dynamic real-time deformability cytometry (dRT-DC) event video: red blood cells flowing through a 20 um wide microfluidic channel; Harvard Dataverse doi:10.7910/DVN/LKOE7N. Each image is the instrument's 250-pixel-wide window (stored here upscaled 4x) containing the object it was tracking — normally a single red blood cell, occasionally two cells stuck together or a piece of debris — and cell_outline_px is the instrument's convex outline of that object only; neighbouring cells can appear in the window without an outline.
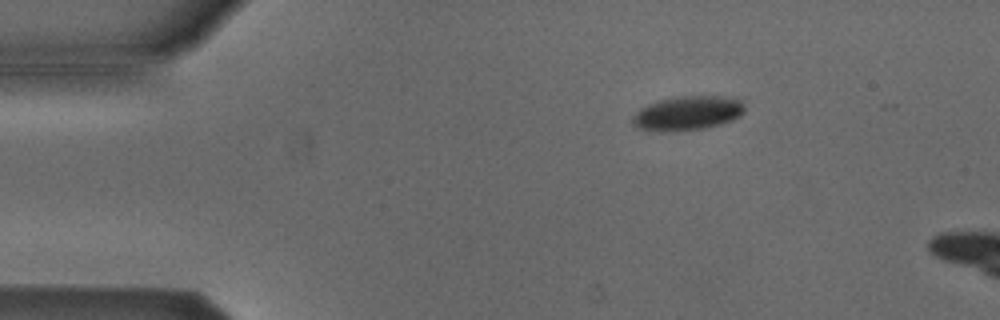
{"species": "Egyptian fruit bat (a non-hibernating species)", "species_latin": "Rousettus aegyptiacus", "temperature_condition": "cold", "stored_images_in_passage": 3, "camera_frame_rate_fps": 3000, "um_per_image_px": 0.085, "animal": {"sex": "male"}, "frame": {"image": 1, "passage_image": 1, "time_ms": 0.0, "image_size_px": [1000, 320], "cell_outline_px": [[744, 112], [740, 116], [732, 120], [704, 128], [660, 132], [640, 128], [632, 124], [632, 116], [640, 108], [656, 100], [672, 96], [724, 96], [740, 100], [744, 104]], "centroid_in_image_um": [58.41, 9.6], "position_along_channel_um": 26.6, "area_um2": 22.43}}